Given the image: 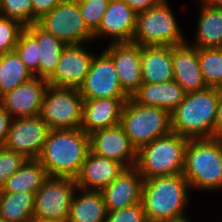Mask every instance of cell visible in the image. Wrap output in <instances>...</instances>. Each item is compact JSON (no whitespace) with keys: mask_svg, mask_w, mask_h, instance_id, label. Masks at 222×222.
<instances>
[{"mask_svg":"<svg viewBox=\"0 0 222 222\" xmlns=\"http://www.w3.org/2000/svg\"><path fill=\"white\" fill-rule=\"evenodd\" d=\"M90 151L89 135L81 128L49 130L38 158L48 176L76 179Z\"/></svg>","mask_w":222,"mask_h":222,"instance_id":"obj_1","label":"cell"},{"mask_svg":"<svg viewBox=\"0 0 222 222\" xmlns=\"http://www.w3.org/2000/svg\"><path fill=\"white\" fill-rule=\"evenodd\" d=\"M217 105L218 88L186 93L183 101L171 112L172 132L188 139L214 137Z\"/></svg>","mask_w":222,"mask_h":222,"instance_id":"obj_2","label":"cell"},{"mask_svg":"<svg viewBox=\"0 0 222 222\" xmlns=\"http://www.w3.org/2000/svg\"><path fill=\"white\" fill-rule=\"evenodd\" d=\"M188 181L183 174L145 179L141 203L148 222L184 216L188 204Z\"/></svg>","mask_w":222,"mask_h":222,"instance_id":"obj_3","label":"cell"},{"mask_svg":"<svg viewBox=\"0 0 222 222\" xmlns=\"http://www.w3.org/2000/svg\"><path fill=\"white\" fill-rule=\"evenodd\" d=\"M182 174L190 188L222 189V138L189 139Z\"/></svg>","mask_w":222,"mask_h":222,"instance_id":"obj_4","label":"cell"},{"mask_svg":"<svg viewBox=\"0 0 222 222\" xmlns=\"http://www.w3.org/2000/svg\"><path fill=\"white\" fill-rule=\"evenodd\" d=\"M189 139L177 133L156 138L137 151L135 167L143 179L182 174Z\"/></svg>","mask_w":222,"mask_h":222,"instance_id":"obj_5","label":"cell"},{"mask_svg":"<svg viewBox=\"0 0 222 222\" xmlns=\"http://www.w3.org/2000/svg\"><path fill=\"white\" fill-rule=\"evenodd\" d=\"M120 124L136 151L156 138L172 132L169 111L160 107L140 105L131 97L124 104Z\"/></svg>","mask_w":222,"mask_h":222,"instance_id":"obj_6","label":"cell"},{"mask_svg":"<svg viewBox=\"0 0 222 222\" xmlns=\"http://www.w3.org/2000/svg\"><path fill=\"white\" fill-rule=\"evenodd\" d=\"M185 42L166 0L137 15L132 43L145 47L173 46Z\"/></svg>","mask_w":222,"mask_h":222,"instance_id":"obj_7","label":"cell"},{"mask_svg":"<svg viewBox=\"0 0 222 222\" xmlns=\"http://www.w3.org/2000/svg\"><path fill=\"white\" fill-rule=\"evenodd\" d=\"M83 102L78 88L48 85L39 116L50 130L81 128Z\"/></svg>","mask_w":222,"mask_h":222,"instance_id":"obj_8","label":"cell"},{"mask_svg":"<svg viewBox=\"0 0 222 222\" xmlns=\"http://www.w3.org/2000/svg\"><path fill=\"white\" fill-rule=\"evenodd\" d=\"M77 188L75 179L48 176L35 193L33 220L67 222Z\"/></svg>","mask_w":222,"mask_h":222,"instance_id":"obj_9","label":"cell"},{"mask_svg":"<svg viewBox=\"0 0 222 222\" xmlns=\"http://www.w3.org/2000/svg\"><path fill=\"white\" fill-rule=\"evenodd\" d=\"M37 24L66 45L83 44L94 39L93 32L81 15L79 5L75 3H59L49 13L44 14Z\"/></svg>","mask_w":222,"mask_h":222,"instance_id":"obj_10","label":"cell"},{"mask_svg":"<svg viewBox=\"0 0 222 222\" xmlns=\"http://www.w3.org/2000/svg\"><path fill=\"white\" fill-rule=\"evenodd\" d=\"M79 91L84 100L130 98L120 85L112 58L105 51L100 56H93L90 70Z\"/></svg>","mask_w":222,"mask_h":222,"instance_id":"obj_11","label":"cell"},{"mask_svg":"<svg viewBox=\"0 0 222 222\" xmlns=\"http://www.w3.org/2000/svg\"><path fill=\"white\" fill-rule=\"evenodd\" d=\"M49 130L39 115L13 118L4 147L21 154L25 159H38Z\"/></svg>","mask_w":222,"mask_h":222,"instance_id":"obj_12","label":"cell"},{"mask_svg":"<svg viewBox=\"0 0 222 222\" xmlns=\"http://www.w3.org/2000/svg\"><path fill=\"white\" fill-rule=\"evenodd\" d=\"M89 138L90 151L94 154L118 161L126 168L136 165L137 151L120 123L94 131Z\"/></svg>","mask_w":222,"mask_h":222,"instance_id":"obj_13","label":"cell"},{"mask_svg":"<svg viewBox=\"0 0 222 222\" xmlns=\"http://www.w3.org/2000/svg\"><path fill=\"white\" fill-rule=\"evenodd\" d=\"M48 85L46 79L33 76L14 90L2 95L0 105L12 118L38 116Z\"/></svg>","mask_w":222,"mask_h":222,"instance_id":"obj_14","label":"cell"},{"mask_svg":"<svg viewBox=\"0 0 222 222\" xmlns=\"http://www.w3.org/2000/svg\"><path fill=\"white\" fill-rule=\"evenodd\" d=\"M93 56L81 45H67L54 73L47 79L49 85L78 88L84 83Z\"/></svg>","mask_w":222,"mask_h":222,"instance_id":"obj_15","label":"cell"},{"mask_svg":"<svg viewBox=\"0 0 222 222\" xmlns=\"http://www.w3.org/2000/svg\"><path fill=\"white\" fill-rule=\"evenodd\" d=\"M105 52L112 58L122 89L130 96L142 82L141 46L130 43H111Z\"/></svg>","mask_w":222,"mask_h":222,"instance_id":"obj_16","label":"cell"},{"mask_svg":"<svg viewBox=\"0 0 222 222\" xmlns=\"http://www.w3.org/2000/svg\"><path fill=\"white\" fill-rule=\"evenodd\" d=\"M144 179L138 169L125 168L124 171L100 192L107 212L120 210L141 202Z\"/></svg>","mask_w":222,"mask_h":222,"instance_id":"obj_17","label":"cell"},{"mask_svg":"<svg viewBox=\"0 0 222 222\" xmlns=\"http://www.w3.org/2000/svg\"><path fill=\"white\" fill-rule=\"evenodd\" d=\"M137 14L123 1H110L94 39L111 36L112 43H130L135 33Z\"/></svg>","mask_w":222,"mask_h":222,"instance_id":"obj_18","label":"cell"},{"mask_svg":"<svg viewBox=\"0 0 222 222\" xmlns=\"http://www.w3.org/2000/svg\"><path fill=\"white\" fill-rule=\"evenodd\" d=\"M172 66L173 80L180 84L186 93L208 88L200 70L197 47L186 42L173 45Z\"/></svg>","mask_w":222,"mask_h":222,"instance_id":"obj_19","label":"cell"},{"mask_svg":"<svg viewBox=\"0 0 222 222\" xmlns=\"http://www.w3.org/2000/svg\"><path fill=\"white\" fill-rule=\"evenodd\" d=\"M126 167L113 159L105 158L89 151L82 164L80 174L75 179L78 188L101 191L115 180Z\"/></svg>","mask_w":222,"mask_h":222,"instance_id":"obj_20","label":"cell"},{"mask_svg":"<svg viewBox=\"0 0 222 222\" xmlns=\"http://www.w3.org/2000/svg\"><path fill=\"white\" fill-rule=\"evenodd\" d=\"M129 98L84 100L81 129L88 135L120 123L122 110Z\"/></svg>","mask_w":222,"mask_h":222,"instance_id":"obj_21","label":"cell"},{"mask_svg":"<svg viewBox=\"0 0 222 222\" xmlns=\"http://www.w3.org/2000/svg\"><path fill=\"white\" fill-rule=\"evenodd\" d=\"M185 95L181 85L171 80L164 83H142L131 98L140 105L160 107L171 113Z\"/></svg>","mask_w":222,"mask_h":222,"instance_id":"obj_22","label":"cell"},{"mask_svg":"<svg viewBox=\"0 0 222 222\" xmlns=\"http://www.w3.org/2000/svg\"><path fill=\"white\" fill-rule=\"evenodd\" d=\"M143 83H164L174 79L172 46H141Z\"/></svg>","mask_w":222,"mask_h":222,"instance_id":"obj_23","label":"cell"},{"mask_svg":"<svg viewBox=\"0 0 222 222\" xmlns=\"http://www.w3.org/2000/svg\"><path fill=\"white\" fill-rule=\"evenodd\" d=\"M74 193L67 222H106L107 209L100 191L77 188Z\"/></svg>","mask_w":222,"mask_h":222,"instance_id":"obj_24","label":"cell"},{"mask_svg":"<svg viewBox=\"0 0 222 222\" xmlns=\"http://www.w3.org/2000/svg\"><path fill=\"white\" fill-rule=\"evenodd\" d=\"M39 42V77L48 79L56 70L63 49L67 46L37 23L26 26Z\"/></svg>","mask_w":222,"mask_h":222,"instance_id":"obj_25","label":"cell"},{"mask_svg":"<svg viewBox=\"0 0 222 222\" xmlns=\"http://www.w3.org/2000/svg\"><path fill=\"white\" fill-rule=\"evenodd\" d=\"M47 177L46 170L38 159H26L19 170L6 180L0 191L36 193Z\"/></svg>","mask_w":222,"mask_h":222,"instance_id":"obj_26","label":"cell"},{"mask_svg":"<svg viewBox=\"0 0 222 222\" xmlns=\"http://www.w3.org/2000/svg\"><path fill=\"white\" fill-rule=\"evenodd\" d=\"M198 20L197 48H222V8L202 5Z\"/></svg>","mask_w":222,"mask_h":222,"instance_id":"obj_27","label":"cell"},{"mask_svg":"<svg viewBox=\"0 0 222 222\" xmlns=\"http://www.w3.org/2000/svg\"><path fill=\"white\" fill-rule=\"evenodd\" d=\"M35 193L1 192L0 216L6 222H32Z\"/></svg>","mask_w":222,"mask_h":222,"instance_id":"obj_28","label":"cell"},{"mask_svg":"<svg viewBox=\"0 0 222 222\" xmlns=\"http://www.w3.org/2000/svg\"><path fill=\"white\" fill-rule=\"evenodd\" d=\"M32 77L16 51L0 54V99Z\"/></svg>","mask_w":222,"mask_h":222,"instance_id":"obj_29","label":"cell"},{"mask_svg":"<svg viewBox=\"0 0 222 222\" xmlns=\"http://www.w3.org/2000/svg\"><path fill=\"white\" fill-rule=\"evenodd\" d=\"M199 66L208 87H222V48H198Z\"/></svg>","mask_w":222,"mask_h":222,"instance_id":"obj_30","label":"cell"},{"mask_svg":"<svg viewBox=\"0 0 222 222\" xmlns=\"http://www.w3.org/2000/svg\"><path fill=\"white\" fill-rule=\"evenodd\" d=\"M15 51L30 73L39 77V42L26 27L19 35Z\"/></svg>","mask_w":222,"mask_h":222,"instance_id":"obj_31","label":"cell"},{"mask_svg":"<svg viewBox=\"0 0 222 222\" xmlns=\"http://www.w3.org/2000/svg\"><path fill=\"white\" fill-rule=\"evenodd\" d=\"M0 16L19 21L24 27L33 24L32 0H1Z\"/></svg>","mask_w":222,"mask_h":222,"instance_id":"obj_32","label":"cell"},{"mask_svg":"<svg viewBox=\"0 0 222 222\" xmlns=\"http://www.w3.org/2000/svg\"><path fill=\"white\" fill-rule=\"evenodd\" d=\"M24 28L19 21L0 16V54L15 51L19 35Z\"/></svg>","mask_w":222,"mask_h":222,"instance_id":"obj_33","label":"cell"},{"mask_svg":"<svg viewBox=\"0 0 222 222\" xmlns=\"http://www.w3.org/2000/svg\"><path fill=\"white\" fill-rule=\"evenodd\" d=\"M109 2V0H86L78 4L85 23L93 33L100 25Z\"/></svg>","mask_w":222,"mask_h":222,"instance_id":"obj_34","label":"cell"},{"mask_svg":"<svg viewBox=\"0 0 222 222\" xmlns=\"http://www.w3.org/2000/svg\"><path fill=\"white\" fill-rule=\"evenodd\" d=\"M25 161L26 159L21 154L4 146L0 147V189Z\"/></svg>","mask_w":222,"mask_h":222,"instance_id":"obj_35","label":"cell"},{"mask_svg":"<svg viewBox=\"0 0 222 222\" xmlns=\"http://www.w3.org/2000/svg\"><path fill=\"white\" fill-rule=\"evenodd\" d=\"M106 222H148L142 203L107 212Z\"/></svg>","mask_w":222,"mask_h":222,"instance_id":"obj_36","label":"cell"},{"mask_svg":"<svg viewBox=\"0 0 222 222\" xmlns=\"http://www.w3.org/2000/svg\"><path fill=\"white\" fill-rule=\"evenodd\" d=\"M64 0H32L33 5V24L46 13H49L56 5Z\"/></svg>","mask_w":222,"mask_h":222,"instance_id":"obj_37","label":"cell"},{"mask_svg":"<svg viewBox=\"0 0 222 222\" xmlns=\"http://www.w3.org/2000/svg\"><path fill=\"white\" fill-rule=\"evenodd\" d=\"M137 15L154 6L159 5L164 0H123Z\"/></svg>","mask_w":222,"mask_h":222,"instance_id":"obj_38","label":"cell"},{"mask_svg":"<svg viewBox=\"0 0 222 222\" xmlns=\"http://www.w3.org/2000/svg\"><path fill=\"white\" fill-rule=\"evenodd\" d=\"M12 119V116L0 105V147L6 142Z\"/></svg>","mask_w":222,"mask_h":222,"instance_id":"obj_39","label":"cell"},{"mask_svg":"<svg viewBox=\"0 0 222 222\" xmlns=\"http://www.w3.org/2000/svg\"><path fill=\"white\" fill-rule=\"evenodd\" d=\"M214 137L222 138V87L218 88V105L214 125Z\"/></svg>","mask_w":222,"mask_h":222,"instance_id":"obj_40","label":"cell"},{"mask_svg":"<svg viewBox=\"0 0 222 222\" xmlns=\"http://www.w3.org/2000/svg\"><path fill=\"white\" fill-rule=\"evenodd\" d=\"M201 2L212 7L222 8V0H201Z\"/></svg>","mask_w":222,"mask_h":222,"instance_id":"obj_41","label":"cell"},{"mask_svg":"<svg viewBox=\"0 0 222 222\" xmlns=\"http://www.w3.org/2000/svg\"><path fill=\"white\" fill-rule=\"evenodd\" d=\"M162 222H190L186 216H181V217H178V218H173V219H169V220H165V221H162Z\"/></svg>","mask_w":222,"mask_h":222,"instance_id":"obj_42","label":"cell"},{"mask_svg":"<svg viewBox=\"0 0 222 222\" xmlns=\"http://www.w3.org/2000/svg\"><path fill=\"white\" fill-rule=\"evenodd\" d=\"M64 1H67V2H70V3H75V4H80L82 2H85L86 0H64Z\"/></svg>","mask_w":222,"mask_h":222,"instance_id":"obj_43","label":"cell"},{"mask_svg":"<svg viewBox=\"0 0 222 222\" xmlns=\"http://www.w3.org/2000/svg\"><path fill=\"white\" fill-rule=\"evenodd\" d=\"M0 222H6V221L0 216Z\"/></svg>","mask_w":222,"mask_h":222,"instance_id":"obj_44","label":"cell"}]
</instances>
